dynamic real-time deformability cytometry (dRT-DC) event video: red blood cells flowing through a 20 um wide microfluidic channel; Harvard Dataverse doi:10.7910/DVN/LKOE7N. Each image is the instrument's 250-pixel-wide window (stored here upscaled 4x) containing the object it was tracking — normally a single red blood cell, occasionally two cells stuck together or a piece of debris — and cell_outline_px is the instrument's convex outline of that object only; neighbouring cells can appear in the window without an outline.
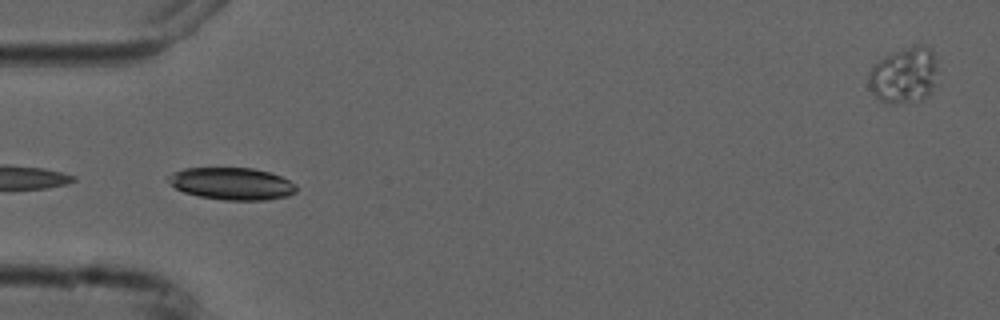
{"species": "common noctule bat (a hibernating species)", "species_latin": "Nyctalus noctula", "temperature_condition": "cold", "stored_images_in_passage": 5, "camera_frame_rate_fps": 3000, "um_per_image_px": 0.085, "animal": {"sex": "male", "forearm_length_mm": 52.5}, "frame": {"image": 1, "passage_image": 4, "time_ms": 3.667, "image_size_px": [1000, 320], "cell_outline_px": [[296, 192], [288, 196], [268, 200], [224, 200], [200, 196], [184, 192], [176, 188], [168, 180], [168, 176], [172, 172], [184, 168], [252, 168], [268, 172], [280, 176], [296, 184]], "centroid_in_image_um": [19.72, 15.61], "position_along_channel_um": 65.3, "area_um2": 23.93}}
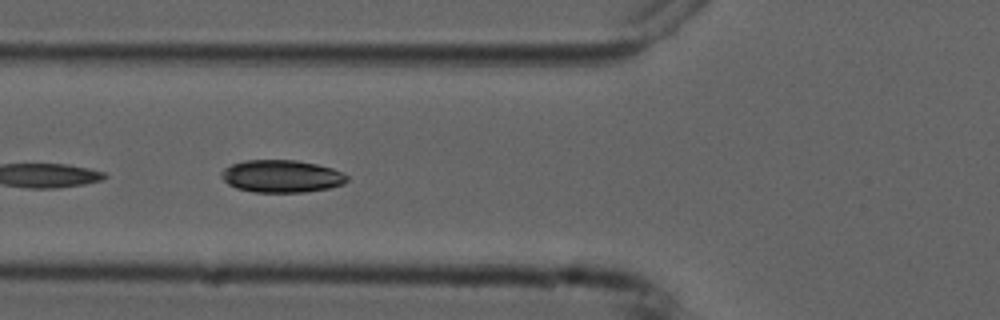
{"frame": {"image": 2, "passage_image": 5, "time_ms": 4.667, "image_size_px": [1000, 320], "cell_outline_px": [[348, 180], [344, 184], [328, 188], [304, 192], [252, 192], [236, 188], [228, 184], [220, 176], [220, 172], [224, 168], [232, 164], [244, 160], [296, 160], [316, 164], [332, 168], [348, 176]], "centroid_in_image_um": [23.9, 14.98], "position_along_channel_um": 101.9, "area_um2": 23.81}}